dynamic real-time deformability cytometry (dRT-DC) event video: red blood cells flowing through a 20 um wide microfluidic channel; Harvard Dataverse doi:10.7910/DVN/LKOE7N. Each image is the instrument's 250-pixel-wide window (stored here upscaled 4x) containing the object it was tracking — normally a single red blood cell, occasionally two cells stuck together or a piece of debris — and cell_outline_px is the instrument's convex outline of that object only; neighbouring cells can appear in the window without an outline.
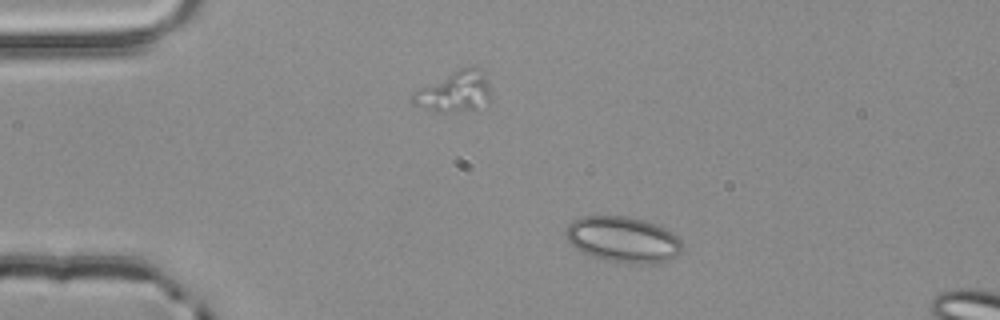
{"species": "common noctule bat (a hibernating species)", "species_latin": "Nyctalus noctula", "temperature_condition": "room temperature", "stored_images_in_passage": 4, "camera_frame_rate_fps": 3000, "um_per_image_px": 0.085, "animal": {"sex": "male", "body_mass_g": 20.4}, "frame": {"image": 1, "passage_image": 4, "time_ms": 1.0, "image_size_px": [1000, 320], "cell_outline_px": [[680, 252], [672, 260], [652, 264], [636, 264], [604, 260], [584, 252], [576, 248], [568, 240], [564, 232], [568, 224], [572, 220], [584, 216], [628, 216], [644, 220], [656, 224], [672, 232], [680, 240]], "centroid_in_image_um": [52.96, 20.36], "position_along_channel_um": 32.0, "area_um2": 31.1}}